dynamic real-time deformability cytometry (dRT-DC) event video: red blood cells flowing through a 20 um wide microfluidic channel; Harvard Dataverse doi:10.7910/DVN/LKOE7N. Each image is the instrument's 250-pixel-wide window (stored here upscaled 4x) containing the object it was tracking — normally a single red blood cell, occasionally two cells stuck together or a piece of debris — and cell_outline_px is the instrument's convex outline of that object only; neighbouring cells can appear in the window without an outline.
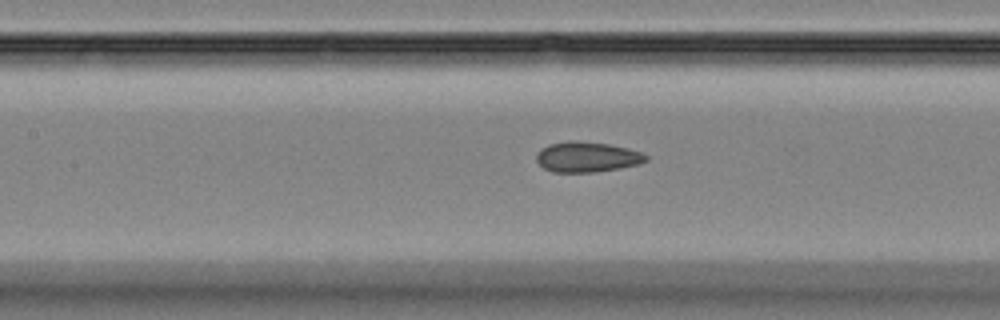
{"species": "Egyptian fruit bat (a non-hibernating species)", "species_latin": "Rousettus aegyptiacus", "temperature_condition": "room temperature", "stored_images_in_passage": 37, "camera_frame_rate_fps": 3000, "um_per_image_px": 0.085, "animal": {"sex": "female"}, "frame": {"image": 1, "passage_image": 14, "time_ms": 4.333, "image_size_px": [1000, 320], "cell_outline_px": [[648, 160], [640, 164], [620, 168], [596, 172], [552, 172], [544, 168], [536, 160], [536, 156], [548, 144], [568, 140], [576, 140], [608, 144], [628, 148], [640, 152], [648, 156]], "centroid_in_image_um": [49.92, 13.34], "position_along_channel_um": 157.5, "area_um2": 19.36}}
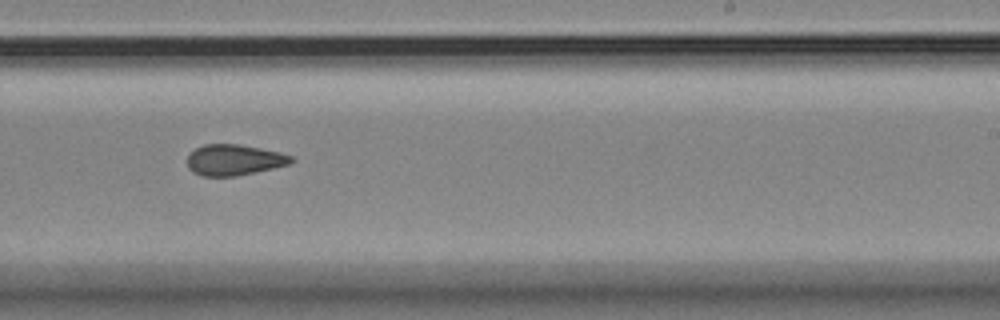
{"frame": {"image": 2, "passage_image": 23, "time_ms": 7.333, "image_size_px": [1000, 320], "cell_outline_px": [[296, 160], [288, 164], [272, 168], [236, 176], [204, 176], [192, 172], [188, 168], [188, 156], [196, 148], [204, 144], [240, 144], [280, 152], [292, 156]], "centroid_in_image_um": [19.9, 13.59], "position_along_channel_um": 269.1, "area_um2": 18.61}}
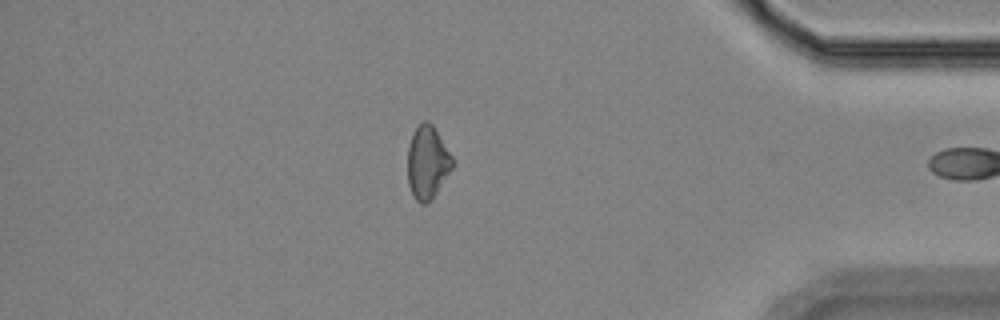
{"frame": {"image": 3, "passage_image": 36, "time_ms": 11.667, "image_size_px": [1000, 320], "cell_outline_px": [[452, 168], [436, 192], [424, 204], [420, 204], [416, 200], [408, 184], [408, 144], [412, 132], [424, 120], [428, 120], [432, 124], [452, 156]], "centroid_in_image_um": [36.3, 13.76], "position_along_channel_um": 398.9, "area_um2": 18.67}}